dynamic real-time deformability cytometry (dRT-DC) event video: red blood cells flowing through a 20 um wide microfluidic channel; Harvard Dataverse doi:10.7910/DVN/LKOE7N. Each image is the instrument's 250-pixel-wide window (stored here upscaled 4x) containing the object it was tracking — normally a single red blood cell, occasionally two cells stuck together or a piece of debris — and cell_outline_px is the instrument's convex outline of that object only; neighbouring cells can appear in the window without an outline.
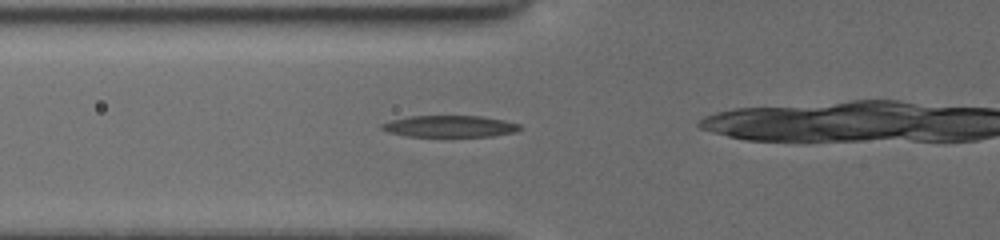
{"species": "common noctule bat (a hibernating species)", "species_latin": "Nyctalus noctula", "temperature_condition": "cold", "stored_images_in_passage": 6, "camera_frame_rate_fps": 3000, "um_per_image_px": 0.085, "animal": {"sex": "female", "body_mass_g": 19.5, "forearm_length_mm": 54.1}, "frame": {"image": 1, "passage_image": 2, "time_ms": 0.333, "image_size_px": [1000, 240], "cell_outline_px": [[524, 128], [516, 132], [492, 136], [408, 136], [388, 132], [380, 128], [380, 124], [392, 120], [412, 116], [484, 116], [504, 120], [520, 124]], "centroid_in_image_um": [38.28, 10.73], "position_along_channel_um": 87.5, "area_um2": 17.4}}
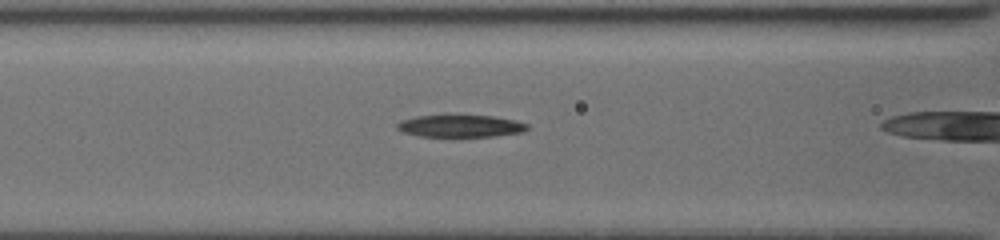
{"frame": {"image": 2, "passage_image": 5, "time_ms": 1.333, "image_size_px": [1000, 240], "cell_outline_px": [[528, 128], [524, 132], [496, 136], [420, 136], [404, 132], [396, 128], [396, 124], [400, 120], [416, 116], [448, 112], [492, 116], [516, 120], [528, 124]], "centroid_in_image_um": [39.11, 10.65], "position_along_channel_um": 127.5, "area_um2": 17.74}}